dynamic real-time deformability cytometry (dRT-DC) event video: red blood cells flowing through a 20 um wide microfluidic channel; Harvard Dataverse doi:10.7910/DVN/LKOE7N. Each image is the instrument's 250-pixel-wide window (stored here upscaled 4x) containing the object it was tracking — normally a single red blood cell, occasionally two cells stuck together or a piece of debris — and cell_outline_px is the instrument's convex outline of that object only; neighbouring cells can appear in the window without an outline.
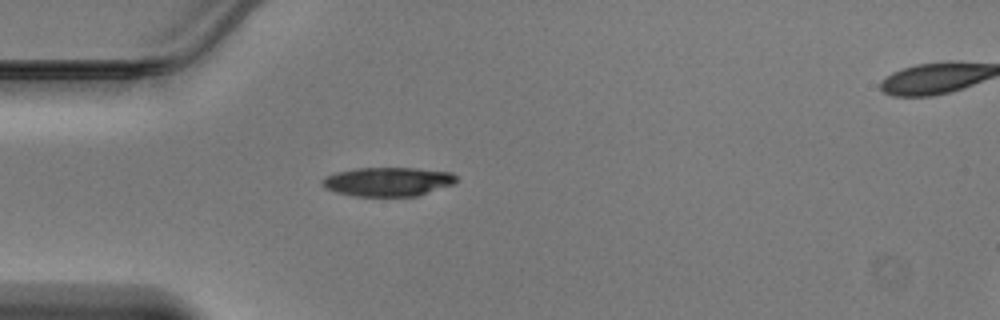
{"species": "Egyptian fruit bat (a non-hibernating species)", "species_latin": "Rousettus aegyptiacus", "temperature_condition": "warm", "stored_images_in_passage": 34, "camera_frame_rate_fps": 3000, "um_per_image_px": 0.085, "animal": {"sex": "male"}, "frame": {"image": 1, "passage_image": 1, "time_ms": 0.0, "image_size_px": [1000, 320], "cell_outline_px": [[456, 180], [452, 184], [416, 196], [352, 196], [336, 192], [324, 188], [320, 184], [320, 180], [324, 176], [336, 172], [356, 168], [412, 168], [452, 172], [456, 176]], "centroid_in_image_um": [32.88, 15.44], "position_along_channel_um": 52.1, "area_um2": 22.66}}
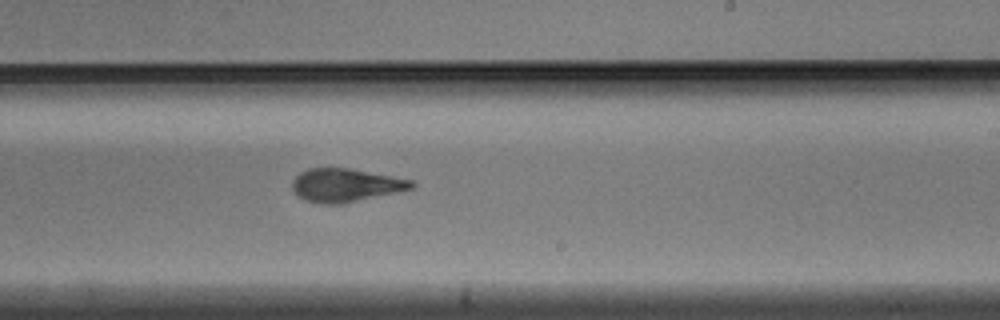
{"frame": {"image": 2, "passage_image": 16, "time_ms": 5.0, "image_size_px": [1000, 320], "cell_outline_px": [[416, 188], [340, 204], [324, 204], [304, 200], [292, 188], [292, 180], [300, 172], [308, 168], [348, 168], [392, 176], [412, 180], [416, 184]], "centroid_in_image_um": [29.39, 15.73], "position_along_channel_um": 259.6, "area_um2": 23.0}}
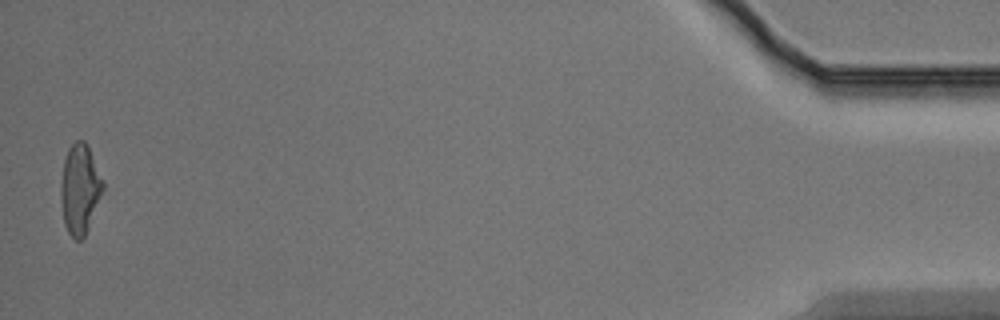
{"frame": {"image": 3, "passage_image": 34, "time_ms": 11.0, "image_size_px": [1000, 320], "cell_outline_px": [[104, 188], [88, 228], [84, 236], [80, 240], [76, 240], [68, 232], [64, 224], [60, 196], [60, 184], [64, 160], [68, 148], [76, 140], [84, 140], [104, 180]], "centroid_in_image_um": [6.78, 16.06], "position_along_channel_um": 428.4, "area_um2": 21.91}}